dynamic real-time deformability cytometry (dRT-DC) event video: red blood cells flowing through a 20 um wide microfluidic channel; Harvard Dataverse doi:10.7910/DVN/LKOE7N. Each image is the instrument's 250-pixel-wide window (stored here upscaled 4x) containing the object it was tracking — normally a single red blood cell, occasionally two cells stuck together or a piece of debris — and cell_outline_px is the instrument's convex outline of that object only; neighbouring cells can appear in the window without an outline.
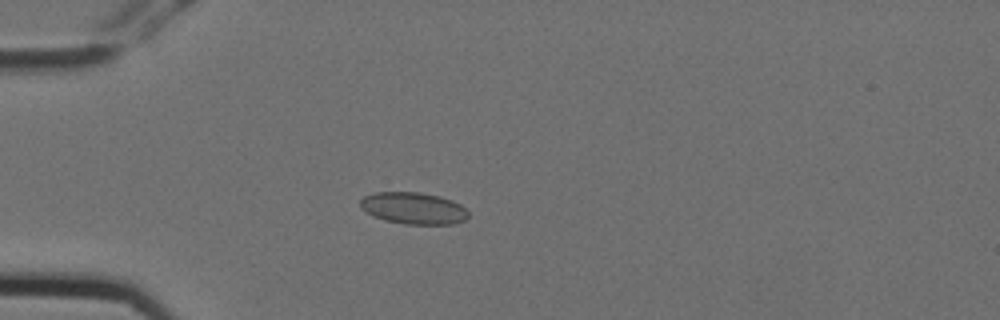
{"species": "Egyptian fruit bat (a non-hibernating species)", "species_latin": "Rousettus aegyptiacus", "temperature_condition": "cold", "stored_images_in_passage": 2, "camera_frame_rate_fps": 3000, "um_per_image_px": 0.085, "animal": {"sex": "female"}, "frame": {"image": 1, "passage_image": 2, "time_ms": 0.333, "image_size_px": [1000, 320], "cell_outline_px": [[468, 216], [464, 220], [452, 224], [404, 224], [384, 220], [372, 216], [360, 208], [360, 200], [364, 196], [376, 192], [420, 192], [440, 196], [452, 200], [460, 204], [468, 212]], "centroid_in_image_um": [35.12, 17.69], "position_along_channel_um": 49.9, "area_um2": 20.11}}